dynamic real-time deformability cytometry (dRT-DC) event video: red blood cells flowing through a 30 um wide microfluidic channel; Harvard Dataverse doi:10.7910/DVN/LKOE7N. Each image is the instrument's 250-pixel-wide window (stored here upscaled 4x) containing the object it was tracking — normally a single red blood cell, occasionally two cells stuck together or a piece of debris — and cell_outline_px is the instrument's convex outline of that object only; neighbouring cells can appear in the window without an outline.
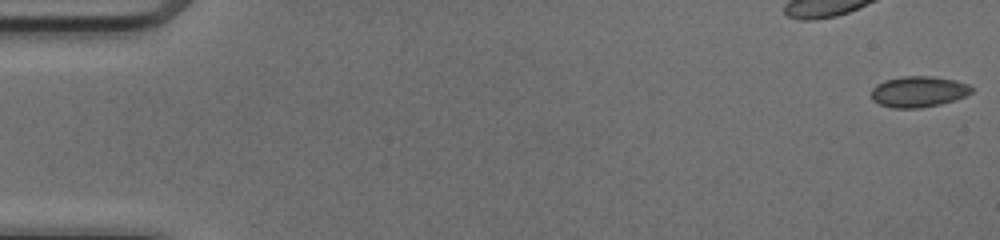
{"species": "common noctule bat (a hibernating species)", "species_latin": "Nyctalus noctula", "temperature_condition": "cold", "stored_images_in_passage": 49, "camera_frame_rate_fps": 3000, "um_per_image_px": 0.085, "animal": {"sex": "female", "body_mass_g": 17.0, "forearm_length_mm": 48.0}, "frame": {"image": 1, "passage_image": 1, "time_ms": 0.0, "image_size_px": [1000, 240], "cell_outline_px": [[972, 92], [956, 100], [940, 104], [920, 108], [892, 108], [880, 104], [872, 100], [872, 88], [876, 84], [884, 80], [904, 76], [932, 76], [956, 80], [968, 84], [972, 88]], "centroid_in_image_um": [78.07, 7.79], "position_along_channel_um": 6.9, "area_um2": 18.15}}
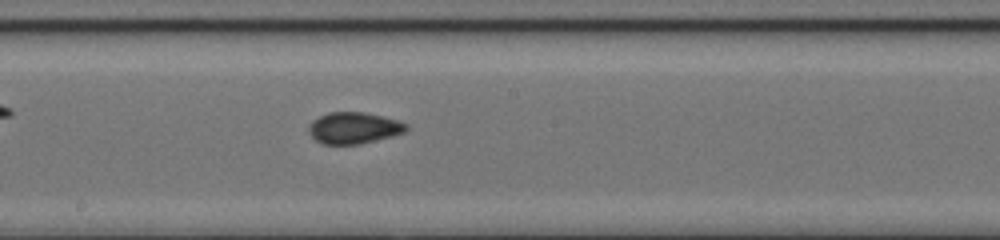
{"frame": {"image": 2, "passage_image": 28, "time_ms": 9.0, "image_size_px": [1000, 240], "cell_outline_px": [[408, 128], [404, 132], [392, 136], [360, 144], [324, 144], [316, 140], [308, 132], [308, 128], [312, 120], [328, 112], [364, 112], [384, 116], [408, 124]], "centroid_in_image_um": [30.07, 10.87], "position_along_channel_um": 218.1, "area_um2": 17.86}}
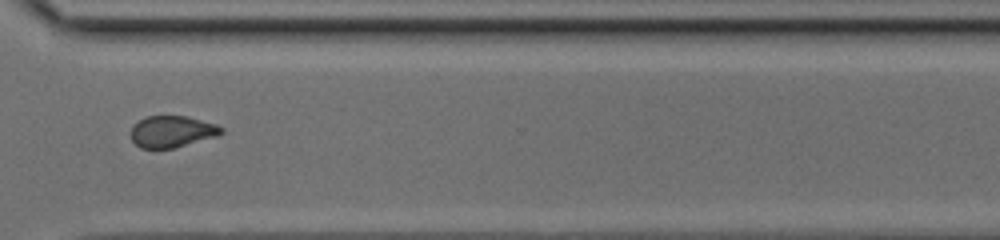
{"frame": {"image": 3, "passage_image": 38, "time_ms": 12.333, "image_size_px": [1000, 240], "cell_outline_px": [[224, 132], [216, 136], [172, 148], [140, 148], [132, 140], [132, 128], [144, 116], [188, 116], [216, 124], [224, 128]], "centroid_in_image_um": [14.64, 11.17], "position_along_channel_um": 356.0, "area_um2": 16.42}}